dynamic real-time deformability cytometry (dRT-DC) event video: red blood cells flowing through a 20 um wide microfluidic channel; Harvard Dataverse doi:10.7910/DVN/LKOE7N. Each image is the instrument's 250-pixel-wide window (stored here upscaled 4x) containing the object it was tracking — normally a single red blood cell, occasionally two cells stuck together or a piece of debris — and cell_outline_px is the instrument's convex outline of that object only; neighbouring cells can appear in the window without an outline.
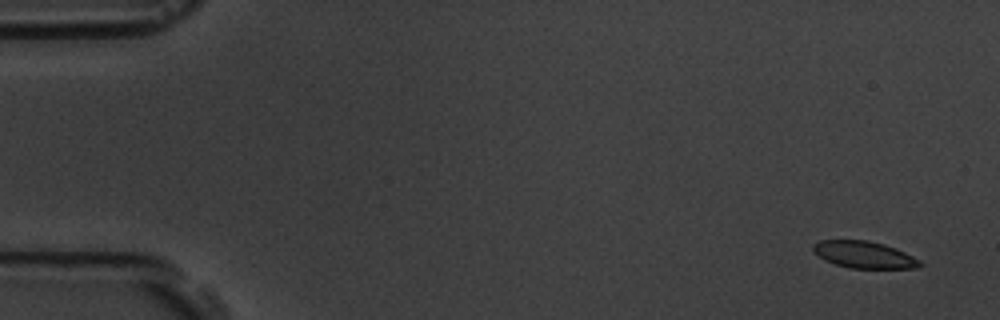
{"species": "common noctule bat (a hibernating species)", "species_latin": "Nyctalus noctula", "temperature_condition": "room temperature", "stored_images_in_passage": 5, "camera_frame_rate_fps": 3000, "um_per_image_px": 0.085, "animal": {"sex": "male", "body_mass_g": 19.5, "forearm_length_mm": 54.6}, "frame": {"image": 1, "passage_image": 1, "time_ms": 0.0, "image_size_px": [1000, 320], "cell_outline_px": [[924, 264], [920, 268], [848, 268], [824, 260], [812, 252], [812, 244], [820, 240], [868, 240], [884, 244], [896, 248], [920, 260]], "centroid_in_image_um": [73.43, 21.65], "position_along_channel_um": 11.6, "area_um2": 16.94}}
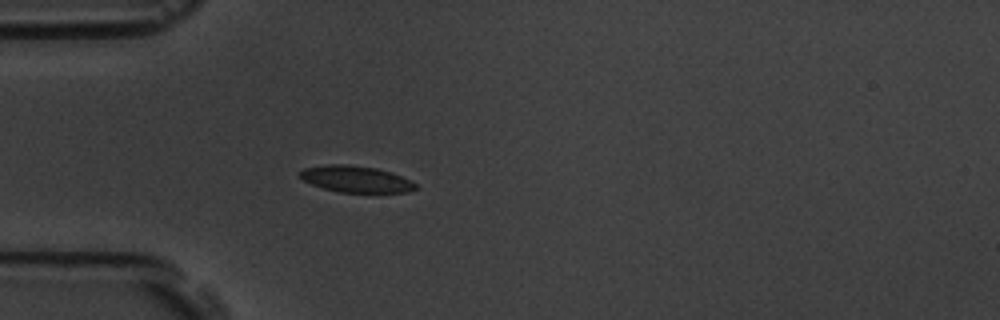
{"frame": {"image": 2, "passage_image": 5, "time_ms": 4.667, "image_size_px": [1000, 320], "cell_outline_px": [[420, 188], [408, 192], [340, 192], [324, 188], [312, 184], [304, 180], [300, 176], [300, 172], [304, 168], [328, 164], [348, 164], [376, 168], [392, 172], [416, 184]], "centroid_in_image_um": [30.27, 15.22], "position_along_channel_um": 54.7, "area_um2": 17.69}}